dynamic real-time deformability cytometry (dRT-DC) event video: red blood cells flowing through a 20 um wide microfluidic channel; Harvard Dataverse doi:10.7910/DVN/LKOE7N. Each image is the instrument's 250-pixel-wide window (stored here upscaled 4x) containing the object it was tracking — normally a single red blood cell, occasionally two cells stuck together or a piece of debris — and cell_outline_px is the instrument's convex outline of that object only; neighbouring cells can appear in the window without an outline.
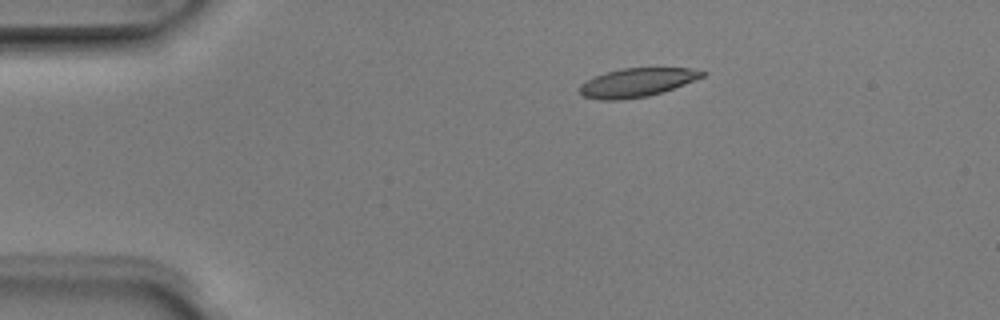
{"species": "Egyptian fruit bat (a non-hibernating species)", "species_latin": "Rousettus aegyptiacus", "temperature_condition": "room temperature", "stored_images_in_passage": 4, "camera_frame_rate_fps": 3000, "um_per_image_px": 0.085, "animal": {"sex": "male"}, "frame": {"image": 1, "passage_image": 3, "time_ms": 0.667, "image_size_px": [1000, 320], "cell_outline_px": [[708, 72], [704, 76], [684, 84], [648, 96], [620, 100], [600, 100], [584, 96], [580, 92], [580, 84], [604, 72], [624, 68], [692, 68]], "centroid_in_image_um": [54.14, 7.01], "position_along_channel_um": 30.9, "area_um2": 20.29}}